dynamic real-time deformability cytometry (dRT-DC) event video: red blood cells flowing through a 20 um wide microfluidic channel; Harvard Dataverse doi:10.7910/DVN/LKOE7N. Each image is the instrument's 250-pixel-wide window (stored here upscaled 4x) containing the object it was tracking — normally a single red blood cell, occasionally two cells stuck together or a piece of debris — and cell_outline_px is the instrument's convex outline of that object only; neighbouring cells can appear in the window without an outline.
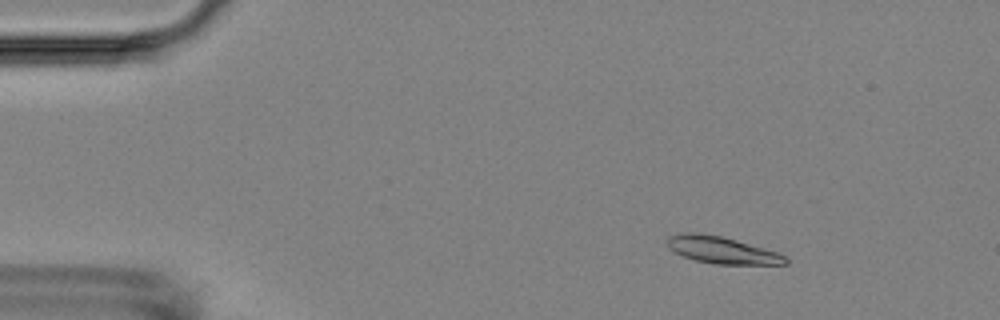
{"species": "Egyptian fruit bat (a non-hibernating species)", "species_latin": "Rousettus aegyptiacus", "temperature_condition": "room temperature", "stored_images_in_passage": 6, "camera_frame_rate_fps": 3000, "um_per_image_px": 0.085, "animal": {"sex": "female"}, "frame": {"image": 1, "passage_image": 2, "time_ms": 1.0, "image_size_px": [1000, 320], "cell_outline_px": [[788, 264], [716, 264], [696, 260], [684, 256], [668, 248], [664, 244], [664, 240], [668, 236], [688, 232], [700, 232], [720, 236], [736, 240], [780, 252], [788, 260]], "centroid_in_image_um": [61.33, 21.24], "position_along_channel_um": 23.7, "area_um2": 18.67}}
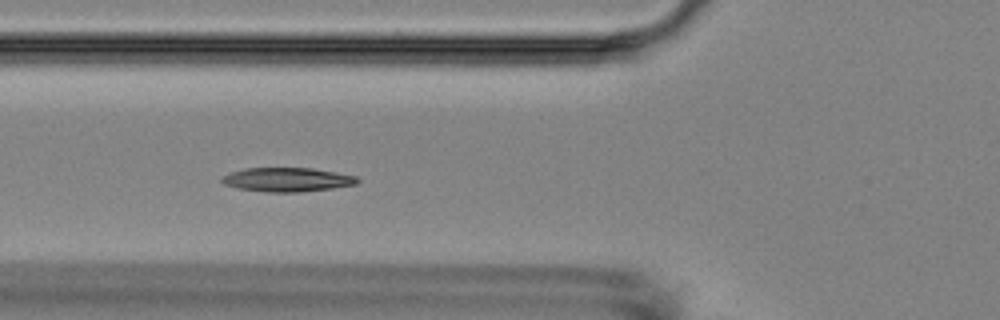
{"frame": {"image": 2, "passage_image": 5, "time_ms": 5.333, "image_size_px": [1000, 320], "cell_outline_px": [[360, 180], [356, 184], [332, 188], [300, 192], [268, 192], [236, 188], [224, 184], [220, 180], [220, 176], [228, 172], [244, 168], [312, 168], [356, 176]], "centroid_in_image_um": [24.34, 15.26], "position_along_channel_um": 101.5, "area_um2": 19.07}}
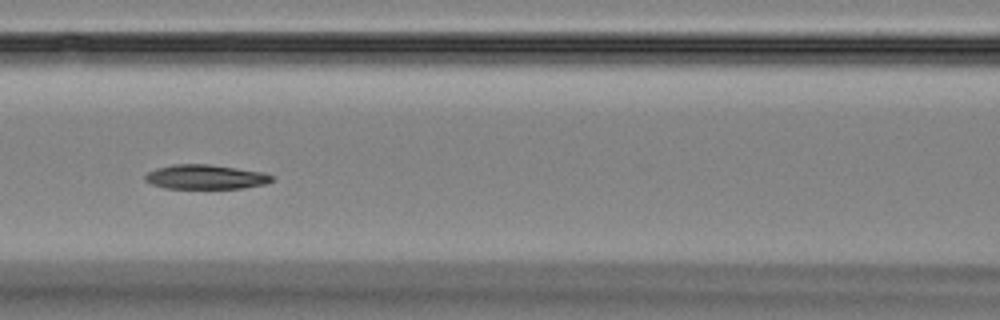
{"frame": {"image": 3, "passage_image": 6, "time_ms": 6.667, "image_size_px": [1000, 320], "cell_outline_px": [[272, 180], [264, 184], [244, 188], [164, 188], [152, 184], [144, 180], [144, 176], [148, 172], [156, 168], [172, 164], [208, 164], [264, 172], [272, 176]], "centroid_in_image_um": [17.43, 15.03], "position_along_channel_um": 149.2, "area_um2": 17.98}}